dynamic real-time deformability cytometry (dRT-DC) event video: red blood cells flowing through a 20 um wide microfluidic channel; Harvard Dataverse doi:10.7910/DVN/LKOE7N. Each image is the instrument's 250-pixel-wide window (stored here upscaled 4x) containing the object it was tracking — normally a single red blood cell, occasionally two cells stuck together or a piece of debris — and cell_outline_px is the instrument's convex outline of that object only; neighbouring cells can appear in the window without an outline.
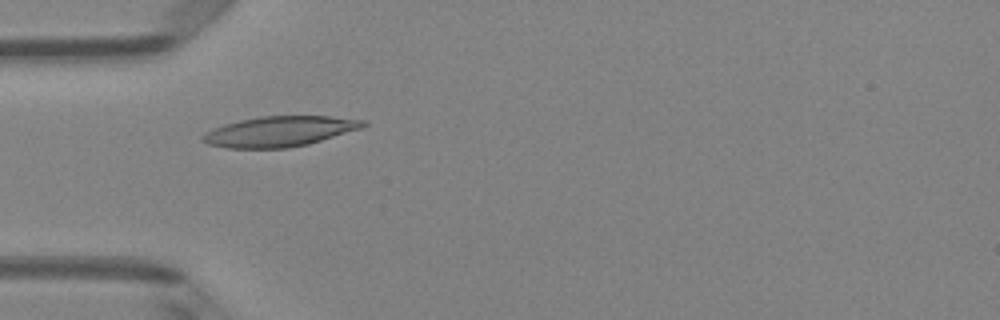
{"species": "Egyptian fruit bat (a non-hibernating species)", "species_latin": "Rousettus aegyptiacus", "temperature_condition": "room temperature", "stored_images_in_passage": 49, "camera_frame_rate_fps": 3000, "um_per_image_px": 0.085, "animal": {"sex": "female"}, "frame": {"image": 1, "passage_image": 15, "time_ms": 4.667, "image_size_px": [1000, 320], "cell_outline_px": [[368, 124], [360, 128], [308, 144], [288, 148], [228, 148], [208, 144], [200, 140], [200, 136], [204, 132], [212, 128], [224, 124], [240, 120], [260, 116], [332, 116], [364, 120]], "centroid_in_image_um": [23.7, 11.17], "position_along_channel_um": 61.3, "area_um2": 28.32}}
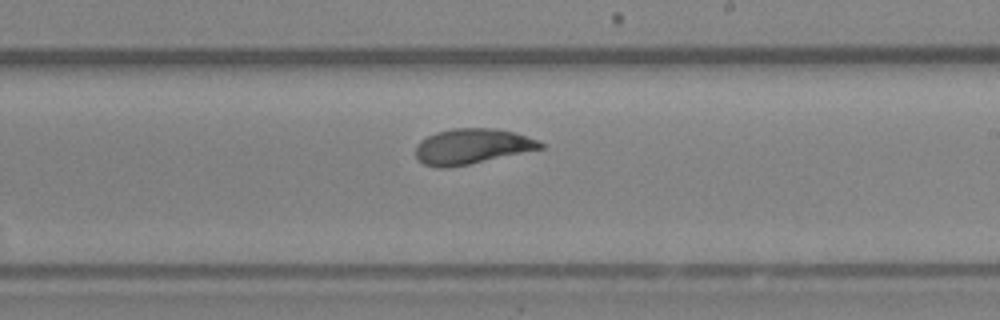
{"frame": {"image": 2, "passage_image": 29, "time_ms": 9.333, "image_size_px": [1000, 320], "cell_outline_px": [[544, 148], [468, 164], [448, 168], [436, 168], [424, 164], [416, 156], [416, 144], [420, 140], [436, 132], [452, 128], [492, 128], [512, 132], [536, 140], [544, 144]], "centroid_in_image_um": [40.06, 12.44], "position_along_channel_um": 248.9, "area_um2": 25.43}}
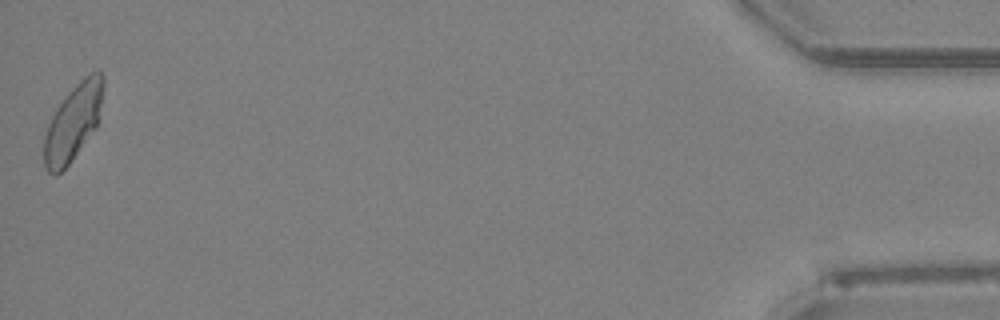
{"frame": {"image": 3, "passage_image": 49, "time_ms": 16.0, "image_size_px": [1000, 320], "cell_outline_px": [[104, 84], [100, 120], [96, 128], [68, 164], [56, 176], [52, 176], [48, 172], [44, 164], [44, 136], [48, 124], [56, 108], [68, 92], [84, 76], [96, 68], [104, 76]], "centroid_in_image_um": [6.24, 10.37], "position_along_channel_um": 429.0, "area_um2": 26.53}, "authors_computed_cell_mechanics": {"area_um2": 26.0678, "velocity_mm_per_s": 4.0757, "shape_relaxation_time_tau1_ms": 9.1939, "shape_relaxation_time_tau2_ms": 1.1118, "deformation_change_tau1": 0.2544, "deformation_change_tau2": 0.0581}}